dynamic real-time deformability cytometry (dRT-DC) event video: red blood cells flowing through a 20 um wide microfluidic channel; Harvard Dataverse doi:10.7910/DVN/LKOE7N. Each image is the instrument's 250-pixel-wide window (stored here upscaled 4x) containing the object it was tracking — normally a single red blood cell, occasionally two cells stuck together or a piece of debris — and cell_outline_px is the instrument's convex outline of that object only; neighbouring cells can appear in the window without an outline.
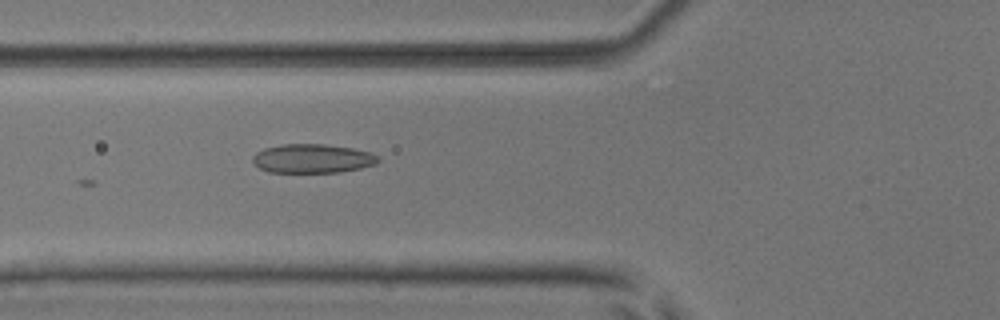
{"species": "common noctule bat (a hibernating species)", "species_latin": "Nyctalus noctula", "temperature_condition": "room temperature", "stored_images_in_passage": 8, "camera_frame_rate_fps": 3000, "um_per_image_px": 0.085, "animal": {"sex": "male", "body_mass_g": 17.9, "forearm_length_mm": 54.2}, "frame": {"image": 1, "passage_image": 5, "time_ms": 1.333, "image_size_px": [1000, 320], "cell_outline_px": [[380, 160], [376, 164], [360, 168], [340, 172], [268, 172], [252, 164], [252, 156], [256, 152], [264, 148], [284, 144], [324, 144], [352, 148], [368, 152], [380, 156]], "centroid_in_image_um": [26.54, 13.48], "position_along_channel_um": 99.3, "area_um2": 21.27}}
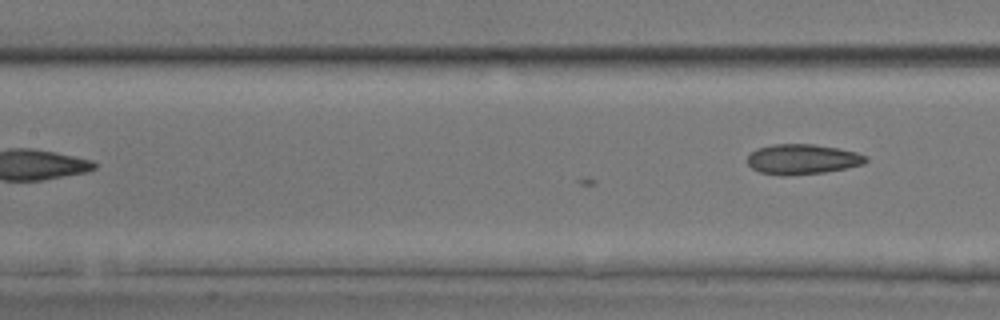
{"frame": {"image": 2, "passage_image": 8, "time_ms": 2.333, "image_size_px": [1000, 320], "cell_outline_px": [[868, 160], [864, 164], [824, 172], [784, 176], [760, 172], [752, 168], [748, 164], [748, 156], [756, 148], [772, 144], [812, 144], [840, 148], [856, 152], [868, 156]], "centroid_in_image_um": [68.21, 13.52], "position_along_channel_um": 139.2, "area_um2": 20.81}}